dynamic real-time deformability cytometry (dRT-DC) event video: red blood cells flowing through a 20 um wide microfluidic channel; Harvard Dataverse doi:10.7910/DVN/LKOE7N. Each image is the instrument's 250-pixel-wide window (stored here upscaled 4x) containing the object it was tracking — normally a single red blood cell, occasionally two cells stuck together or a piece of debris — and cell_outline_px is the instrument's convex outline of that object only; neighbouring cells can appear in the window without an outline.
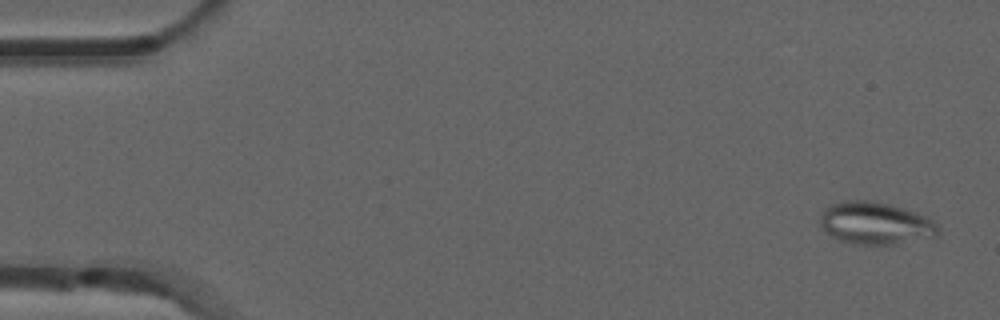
{"species": "common noctule bat (a hibernating species)", "species_latin": "Nyctalus noctula", "temperature_condition": "room temperature", "stored_images_in_passage": 4, "camera_frame_rate_fps": 3000, "um_per_image_px": 0.085, "animal": {"sex": "male", "forearm_length_mm": 52.5}, "frame": {"image": 1, "passage_image": 1, "time_ms": 0.0, "image_size_px": [1000, 320], "cell_outline_px": [[940, 232], [936, 236], [896, 244], [856, 244], [840, 240], [832, 236], [820, 228], [820, 220], [824, 208], [832, 204], [844, 200], [868, 200], [888, 204], [904, 208], [928, 216], [940, 224]], "centroid_in_image_um": [74.45, 18.97], "position_along_channel_um": 10.5, "area_um2": 29.36}}